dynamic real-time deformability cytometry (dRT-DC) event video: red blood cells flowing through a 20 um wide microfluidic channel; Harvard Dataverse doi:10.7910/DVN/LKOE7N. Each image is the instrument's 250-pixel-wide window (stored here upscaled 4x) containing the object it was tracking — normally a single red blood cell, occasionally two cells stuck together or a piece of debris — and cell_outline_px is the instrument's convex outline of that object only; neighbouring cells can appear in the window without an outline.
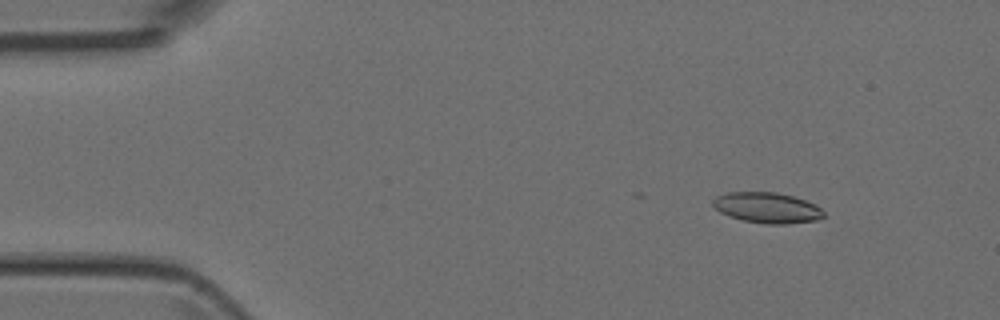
{"species": "Egyptian fruit bat (a non-hibernating species)", "species_latin": "Rousettus aegyptiacus", "temperature_condition": "room temperature", "stored_images_in_passage": 5, "camera_frame_rate_fps": 3000, "um_per_image_px": 0.085, "animal": {"sex": "female"}, "frame": {"image": 1, "passage_image": 2, "time_ms": 1.0, "image_size_px": [1000, 320], "cell_outline_px": [[824, 216], [816, 220], [784, 224], [764, 224], [744, 220], [728, 216], [720, 212], [712, 204], [712, 200], [716, 196], [728, 192], [776, 192], [792, 196], [816, 204], [824, 212]], "centroid_in_image_um": [65.19, 17.65], "position_along_channel_um": 19.8, "area_um2": 19.71}}